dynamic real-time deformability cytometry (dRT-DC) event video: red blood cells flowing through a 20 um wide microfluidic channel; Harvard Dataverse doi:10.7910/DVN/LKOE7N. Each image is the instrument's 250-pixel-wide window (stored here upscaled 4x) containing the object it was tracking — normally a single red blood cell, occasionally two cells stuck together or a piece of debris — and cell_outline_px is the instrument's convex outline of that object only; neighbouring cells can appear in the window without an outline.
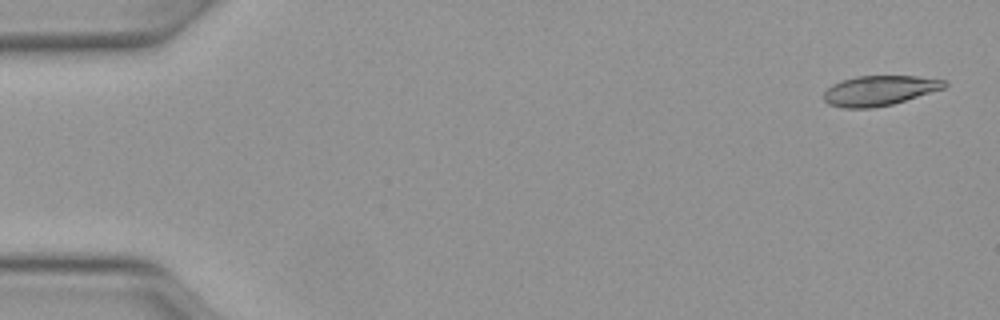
{"species": "Egyptian fruit bat (a non-hibernating species)", "species_latin": "Rousettus aegyptiacus", "temperature_condition": "warm", "stored_images_in_passage": 50, "camera_frame_rate_fps": 3000, "um_per_image_px": 0.085, "animal": {"sex": "female"}, "frame": {"image": 1, "passage_image": 2, "time_ms": 0.333, "image_size_px": [1000, 320], "cell_outline_px": [[948, 84], [944, 88], [892, 104], [872, 108], [844, 108], [828, 104], [824, 100], [824, 92], [832, 84], [840, 80], [856, 76], [916, 76], [944, 80]], "centroid_in_image_um": [74.71, 7.69], "position_along_channel_um": 10.3, "area_um2": 20.98}}
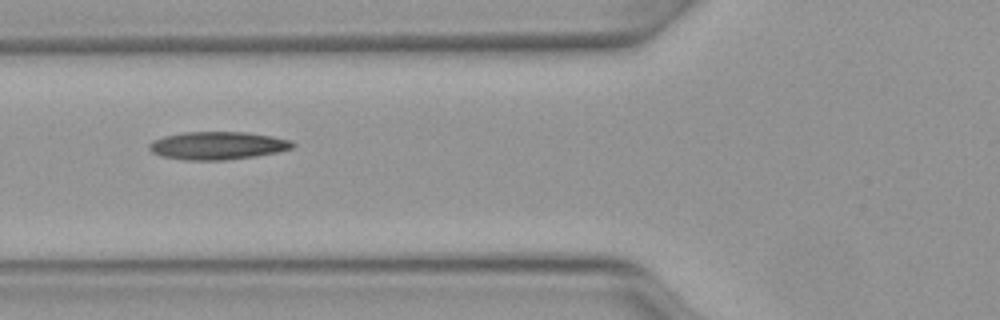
{"frame": {"image": 2, "passage_image": 19, "time_ms": 6.0, "image_size_px": [1000, 320], "cell_outline_px": [[296, 144], [292, 148], [276, 152], [256, 156], [224, 160], [184, 160], [160, 156], [152, 152], [148, 148], [148, 144], [152, 140], [164, 136], [184, 132], [244, 132], [272, 136], [292, 140]], "centroid_in_image_um": [18.47, 12.37], "position_along_channel_um": 107.3, "area_um2": 23.41}}
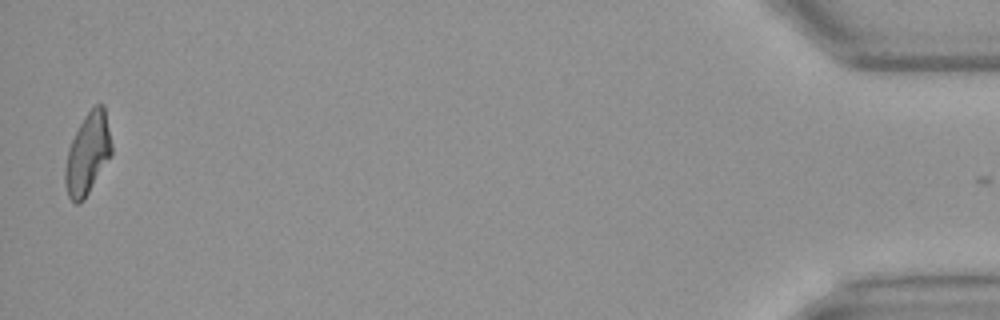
{"frame": {"image": 3, "passage_image": 49, "time_ms": 16.0, "image_size_px": [1000, 320], "cell_outline_px": [[112, 152], [84, 200], [76, 204], [68, 196], [64, 180], [64, 168], [68, 148], [84, 116], [96, 104], [104, 104], [112, 144]], "centroid_in_image_um": [7.44, 13.06], "position_along_channel_um": 427.8, "area_um2": 21.73}, "authors_computed_cell_mechanics": {"area_um2": 21.9929, "velocity_mm_per_s": 4.1403, "shape_relaxation_time_tau1_ms": 9.3524, "shape_relaxation_time_tau2_ms": 2.4921, "deformation_change_tau1": 0.285, "deformation_change_tau2": 0.1195}}